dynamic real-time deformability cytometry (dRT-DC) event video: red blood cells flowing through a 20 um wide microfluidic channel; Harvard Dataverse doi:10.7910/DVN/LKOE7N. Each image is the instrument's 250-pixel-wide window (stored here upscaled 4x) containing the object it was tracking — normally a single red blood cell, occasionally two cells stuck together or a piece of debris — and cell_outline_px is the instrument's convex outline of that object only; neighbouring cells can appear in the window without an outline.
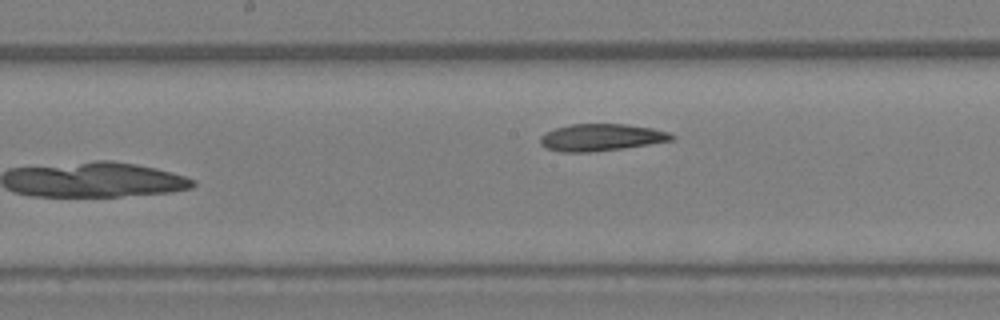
{"species": "Egyptian fruit bat (a non-hibernating species)", "species_latin": "Rousettus aegyptiacus", "temperature_condition": "warm", "stored_images_in_passage": 21, "camera_frame_rate_fps": 3000, "um_per_image_px": 0.085, "animal": {"sex": "female"}, "frame": {"image": 1, "passage_image": 21, "time_ms": 6.667, "image_size_px": [1000, 320], "cell_outline_px": [[676, 140], [624, 148], [592, 152], [560, 152], [548, 148], [540, 144], [540, 136], [544, 132], [568, 124], [624, 124], [652, 128], [668, 132], [676, 136]], "centroid_in_image_um": [51.11, 11.68], "position_along_channel_um": 197.1, "area_um2": 20.87}}